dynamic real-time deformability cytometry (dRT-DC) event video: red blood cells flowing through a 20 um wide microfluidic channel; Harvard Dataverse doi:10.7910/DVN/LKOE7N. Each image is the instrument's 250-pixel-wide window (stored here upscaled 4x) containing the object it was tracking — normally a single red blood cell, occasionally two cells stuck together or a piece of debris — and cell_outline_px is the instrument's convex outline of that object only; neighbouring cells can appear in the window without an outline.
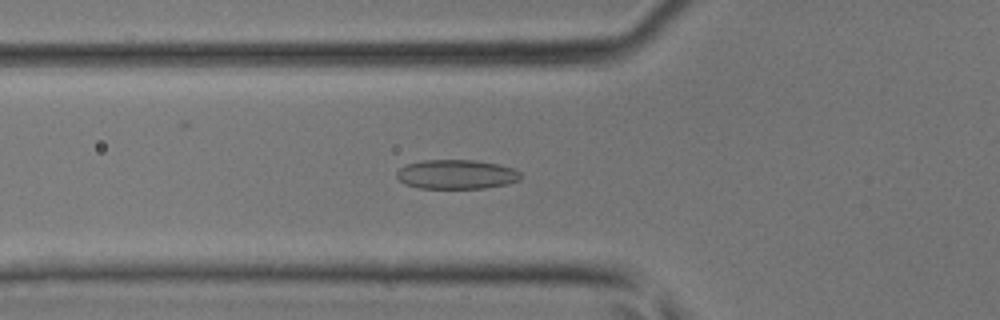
{"species": "common noctule bat (a hibernating species)", "species_latin": "Nyctalus noctula", "temperature_condition": "room temperature", "stored_images_in_passage": 44, "camera_frame_rate_fps": 3000, "um_per_image_px": 0.085, "animal": {"sex": "male", "body_mass_g": 17.9, "forearm_length_mm": 54.2}, "frame": {"image": 1, "passage_image": 16, "time_ms": 5.0, "image_size_px": [1000, 320], "cell_outline_px": [[520, 180], [508, 184], [484, 188], [420, 188], [404, 184], [396, 176], [396, 172], [400, 168], [408, 164], [424, 160], [476, 160], [496, 164], [512, 168], [520, 172]], "centroid_in_image_um": [38.79, 14.82], "position_along_channel_um": 87.0, "area_um2": 21.1}}
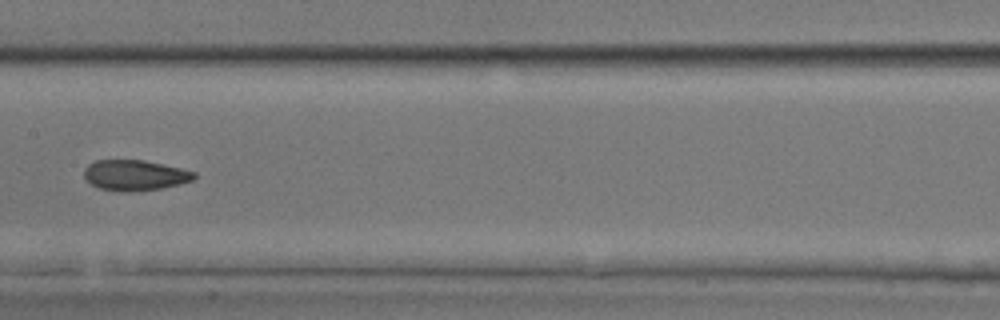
{"frame": {"image": 2, "passage_image": 23, "time_ms": 7.333, "image_size_px": [1000, 320], "cell_outline_px": [[196, 176], [192, 180], [180, 184], [160, 188], [132, 192], [128, 192], [100, 188], [92, 184], [84, 176], [84, 168], [88, 164], [96, 160], [144, 160], [180, 168], [196, 172]], "centroid_in_image_um": [11.47, 14.89], "position_along_channel_um": 195.9, "area_um2": 19.42}}
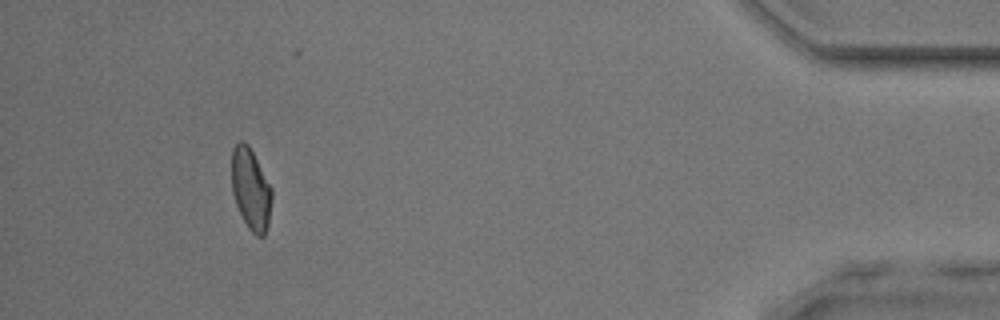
{"frame": {"image": 3, "passage_image": 41, "time_ms": 13.333, "image_size_px": [1000, 320], "cell_outline_px": [[272, 200], [268, 224], [264, 236], [256, 236], [248, 228], [236, 204], [232, 192], [232, 148], [240, 140], [244, 140], [248, 144], [272, 188]], "centroid_in_image_um": [21.32, 16.07], "position_along_channel_um": 413.9, "area_um2": 19.02}}